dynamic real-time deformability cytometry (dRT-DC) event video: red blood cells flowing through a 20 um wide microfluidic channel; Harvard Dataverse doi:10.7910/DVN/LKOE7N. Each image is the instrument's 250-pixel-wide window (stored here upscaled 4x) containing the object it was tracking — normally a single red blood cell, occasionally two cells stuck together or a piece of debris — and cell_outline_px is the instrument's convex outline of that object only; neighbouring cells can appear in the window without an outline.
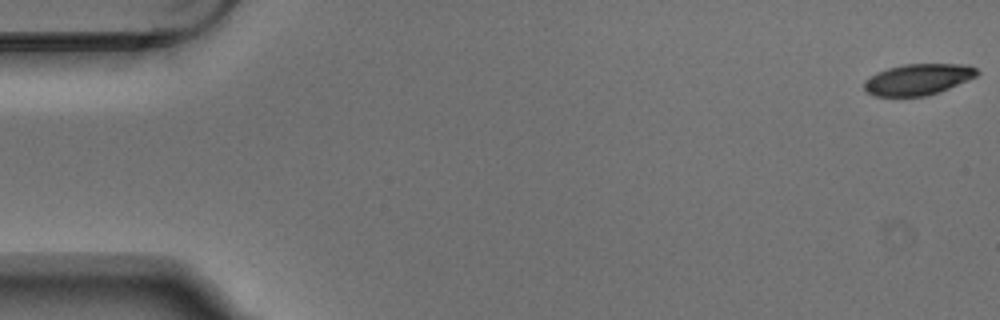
{"species": "Egyptian fruit bat (a non-hibernating species)", "species_latin": "Rousettus aegyptiacus", "temperature_condition": "warm", "stored_images_in_passage": 8, "camera_frame_rate_fps": 3000, "um_per_image_px": 0.085, "animal": {"sex": "male"}, "frame": {"image": 1, "passage_image": 1, "time_ms": 0.0, "image_size_px": [1000, 320], "cell_outline_px": [[980, 72], [976, 76], [968, 80], [948, 88], [924, 96], [872, 96], [864, 88], [864, 80], [876, 72], [888, 68], [904, 64], [968, 64], [976, 68]], "centroid_in_image_um": [78.02, 6.74], "position_along_channel_um": 7.0, "area_um2": 20.4}}
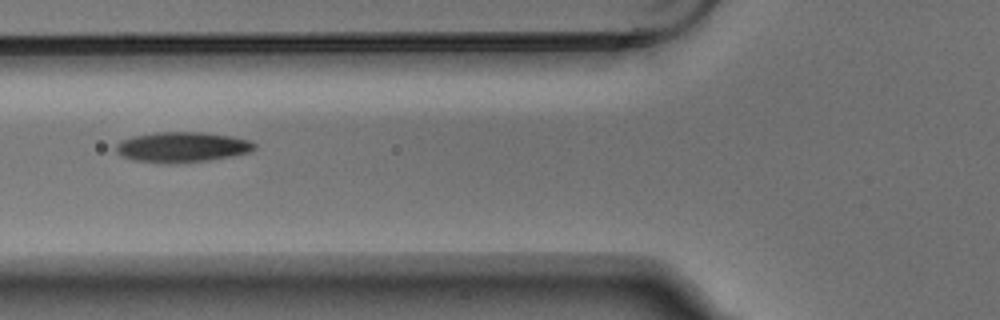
{"frame": {"image": 2, "passage_image": 6, "time_ms": 1.667, "image_size_px": [1000, 320], "cell_outline_px": [[256, 148], [252, 152], [212, 160], [176, 164], [168, 164], [132, 160], [120, 156], [116, 152], [116, 144], [120, 140], [132, 136], [156, 132], [204, 132], [232, 136], [252, 140], [256, 144]], "centroid_in_image_um": [15.5, 12.51], "position_along_channel_um": 110.3, "area_um2": 25.09}}
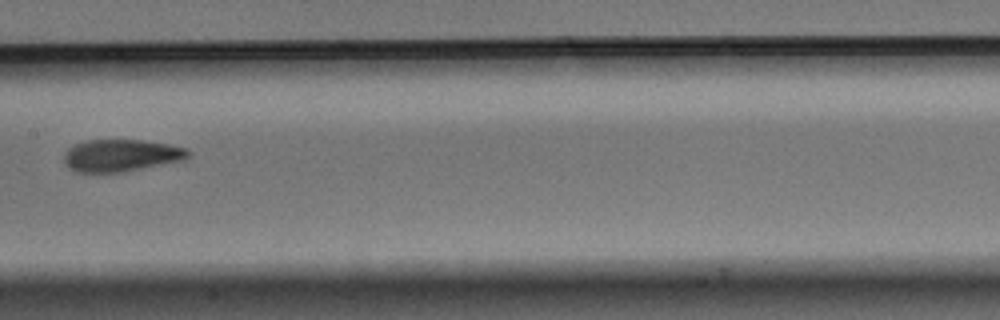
{"frame": {"image": 3, "passage_image": 8, "time_ms": 2.333, "image_size_px": [1000, 320], "cell_outline_px": [[192, 152], [188, 156], [180, 160], [120, 172], [76, 172], [68, 168], [64, 164], [64, 156], [68, 148], [76, 144], [88, 140], [140, 140], [168, 144], [188, 148]], "centroid_in_image_um": [10.25, 13.2], "position_along_channel_um": 197.1, "area_um2": 22.95}}